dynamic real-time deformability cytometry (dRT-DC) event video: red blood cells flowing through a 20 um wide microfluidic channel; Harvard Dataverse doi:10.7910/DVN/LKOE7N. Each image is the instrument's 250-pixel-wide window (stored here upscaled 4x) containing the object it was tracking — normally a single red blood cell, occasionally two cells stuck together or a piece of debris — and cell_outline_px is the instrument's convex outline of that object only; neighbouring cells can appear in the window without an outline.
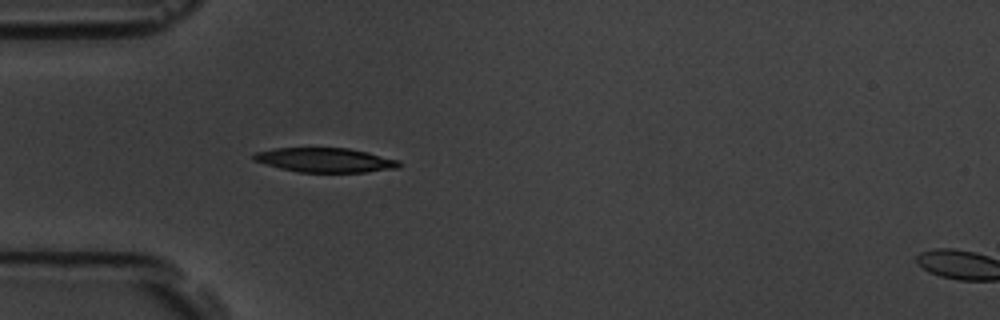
{"species": "common noctule bat (a hibernating species)", "species_latin": "Nyctalus noctula", "temperature_condition": "room temperature", "stored_images_in_passage": 6, "segment_of_instrument_passage": [1, 2], "camera_frame_rate_fps": 3000, "um_per_image_px": 0.085, "animal": {"sex": "male", "body_mass_g": 19.5, "forearm_length_mm": 54.6}, "frame": {"image": 1, "passage_image": 5, "time_ms": 4.667, "image_size_px": [1000, 320], "cell_outline_px": [[400, 168], [364, 172], [300, 172], [280, 168], [252, 160], [252, 156], [256, 152], [272, 148], [348, 148], [368, 152], [400, 160]], "centroid_in_image_um": [27.65, 13.6], "position_along_channel_um": 57.4, "area_um2": 20.69}}